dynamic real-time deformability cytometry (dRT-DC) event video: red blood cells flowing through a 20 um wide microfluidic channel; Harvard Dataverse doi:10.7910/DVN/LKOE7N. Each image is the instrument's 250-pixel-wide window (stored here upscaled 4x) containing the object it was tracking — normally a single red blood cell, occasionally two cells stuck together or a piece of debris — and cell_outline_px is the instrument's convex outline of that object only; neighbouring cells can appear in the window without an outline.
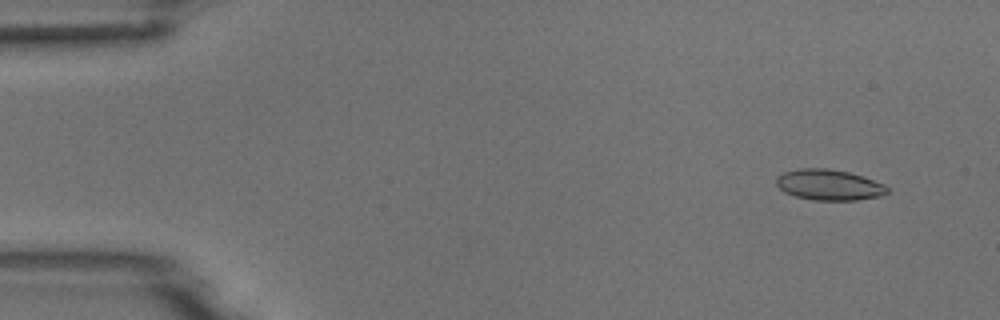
{"species": "common noctule bat (a hibernating species)", "species_latin": "Nyctalus noctula", "temperature_condition": "room temperature", "stored_images_in_passage": 6, "camera_frame_rate_fps": 3000, "um_per_image_px": 0.085, "animal": {"sex": "male", "body_mass_g": 18.8}, "frame": {"image": 1, "passage_image": 2, "time_ms": 1.0, "image_size_px": [1000, 320], "cell_outline_px": [[888, 192], [880, 196], [856, 200], [812, 200], [796, 196], [784, 192], [776, 184], [776, 176], [784, 172], [800, 168], [828, 168], [848, 172], [864, 176], [884, 184], [888, 188]], "centroid_in_image_um": [70.46, 15.7], "position_along_channel_um": 14.5, "area_um2": 19.94}}
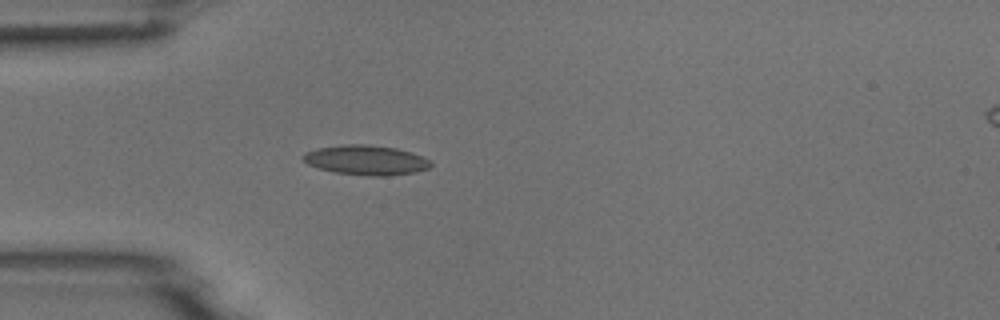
{"frame": {"image": 2, "passage_image": 5, "time_ms": 4.667, "image_size_px": [1000, 320], "cell_outline_px": [[432, 164], [428, 168], [416, 172], [388, 176], [368, 176], [336, 172], [320, 168], [308, 164], [300, 156], [304, 152], [316, 148], [344, 144], [368, 144], [396, 148], [412, 152], [424, 156], [432, 160]], "centroid_in_image_um": [31.14, 13.6], "position_along_channel_um": 53.9, "area_um2": 22.37}}